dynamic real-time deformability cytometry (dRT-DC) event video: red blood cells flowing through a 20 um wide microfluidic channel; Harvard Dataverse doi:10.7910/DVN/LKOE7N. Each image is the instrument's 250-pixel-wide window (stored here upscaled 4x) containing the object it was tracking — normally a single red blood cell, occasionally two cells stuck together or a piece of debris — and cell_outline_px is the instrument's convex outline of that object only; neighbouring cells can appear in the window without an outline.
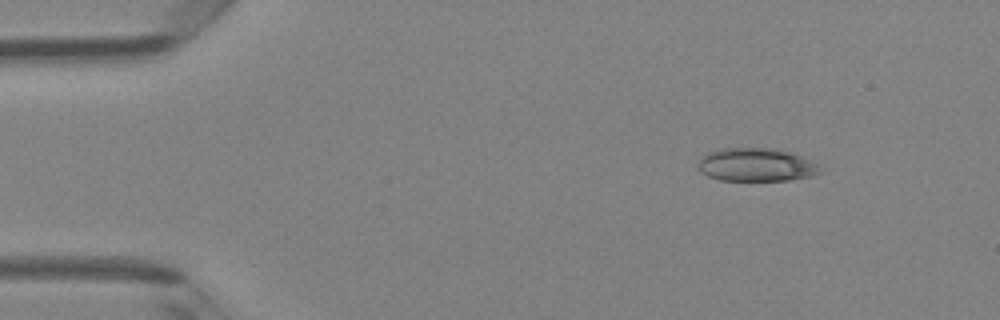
{"species": "Egyptian fruit bat (a non-hibernating species)", "species_latin": "Rousettus aegyptiacus", "temperature_condition": "room temperature", "stored_images_in_passage": 5, "camera_frame_rate_fps": 3000, "um_per_image_px": 0.085, "animal": {"sex": "female"}, "frame": {"image": 1, "passage_image": 5, "time_ms": 1.333, "image_size_px": [1000, 320], "cell_outline_px": [[824, 172], [812, 176], [788, 180], [720, 180], [708, 176], [700, 172], [696, 168], [696, 164], [708, 152], [720, 148], [772, 148], [788, 152], [800, 156], [816, 164]], "centroid_in_image_um": [64.24, 14.01], "position_along_channel_um": 20.8, "area_um2": 23.58}}